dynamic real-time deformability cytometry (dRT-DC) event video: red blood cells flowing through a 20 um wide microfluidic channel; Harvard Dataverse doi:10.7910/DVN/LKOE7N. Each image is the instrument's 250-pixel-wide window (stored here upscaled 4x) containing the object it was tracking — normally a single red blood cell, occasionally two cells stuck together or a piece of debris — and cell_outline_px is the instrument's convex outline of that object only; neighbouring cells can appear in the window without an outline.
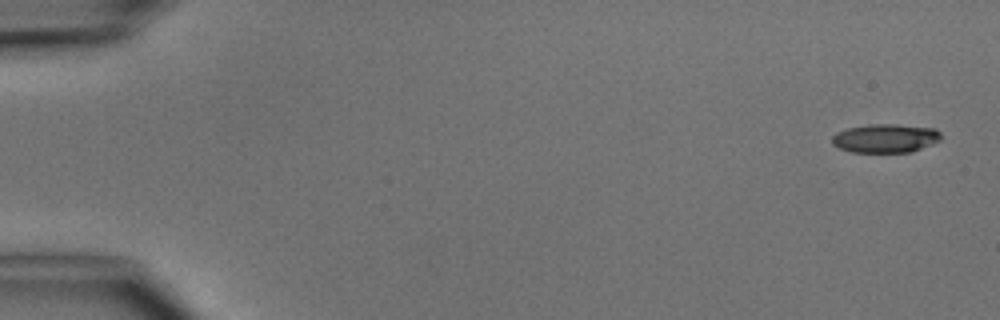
{"species": "common noctule bat (a hibernating species)", "species_latin": "Nyctalus noctula", "temperature_condition": "cold", "stored_images_in_passage": 5, "camera_frame_rate_fps": 3000, "um_per_image_px": 0.085, "animal": {"sex": "male", "body_mass_g": 15.6}, "frame": {"image": 1, "passage_image": 1, "time_ms": 0.0, "image_size_px": [1000, 320], "cell_outline_px": [[940, 140], [932, 144], [912, 152], [852, 152], [840, 148], [832, 144], [832, 136], [836, 132], [848, 128], [868, 124], [896, 124], [936, 128], [940, 132]], "centroid_in_image_um": [75.26, 11.75], "position_along_channel_um": 9.7, "area_um2": 18.32}}
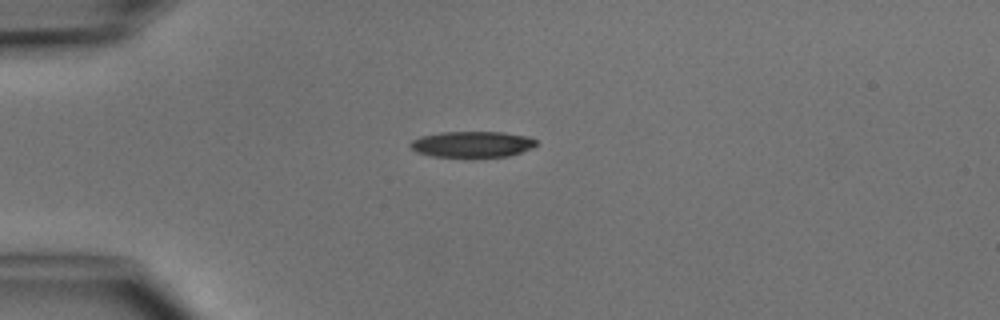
{"frame": {"image": 2, "passage_image": 4, "time_ms": 3.667, "image_size_px": [1000, 320], "cell_outline_px": [[536, 144], [532, 148], [508, 156], [476, 160], [432, 156], [416, 152], [408, 144], [412, 140], [420, 136], [440, 132], [504, 132], [528, 136], [536, 140]], "centroid_in_image_um": [40.11, 12.3], "position_along_channel_um": 44.9, "area_um2": 20.0}}
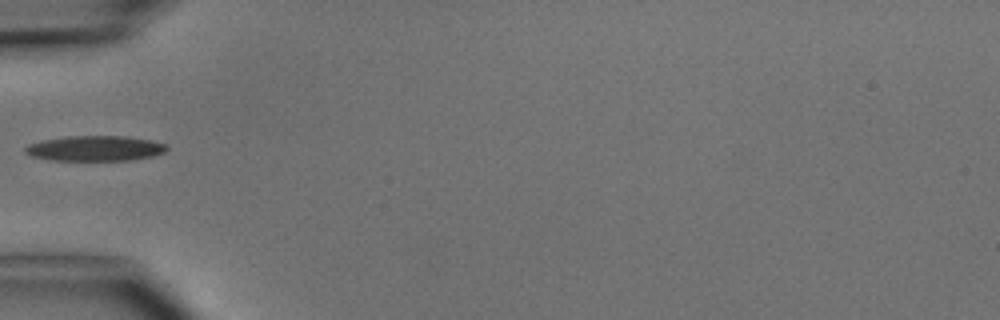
{"frame": {"image": 3, "passage_image": 5, "time_ms": 5.0, "image_size_px": [1000, 320], "cell_outline_px": [[168, 148], [164, 152], [152, 156], [128, 160], [52, 160], [32, 156], [24, 152], [24, 148], [28, 144], [44, 140], [68, 136], [128, 136], [168, 144]], "centroid_in_image_um": [8.08, 12.61], "position_along_channel_um": 76.9, "area_um2": 20.69}}